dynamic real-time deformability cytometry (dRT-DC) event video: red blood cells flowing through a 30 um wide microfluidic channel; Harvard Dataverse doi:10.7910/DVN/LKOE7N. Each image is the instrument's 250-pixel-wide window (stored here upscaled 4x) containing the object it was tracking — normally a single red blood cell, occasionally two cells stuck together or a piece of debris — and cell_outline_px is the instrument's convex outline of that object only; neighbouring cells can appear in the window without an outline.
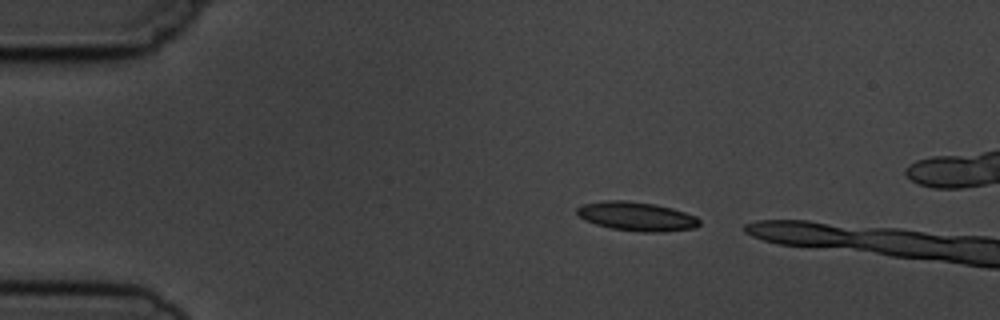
{"species": "common noctule bat (a hibernating species)", "species_latin": "Nyctalus noctula", "temperature_condition": "cold", "stored_images_in_passage": 2, "camera_frame_rate_fps": 3000, "um_per_image_px": 0.085, "animal": {"sex": "male", "body_mass_g": 19.5, "forearm_length_mm": 54.6}, "frame": {"image": 1, "passage_image": 1, "time_ms": 0.0, "image_size_px": [1000, 320], "cell_outline_px": [[700, 224], [696, 228], [664, 232], [644, 232], [612, 228], [596, 224], [584, 220], [576, 212], [576, 208], [584, 204], [604, 200], [624, 200], [656, 204], [672, 208], [696, 216], [700, 220]], "centroid_in_image_um": [54.14, 18.39], "position_along_channel_um": 30.9, "area_um2": 20.69}}